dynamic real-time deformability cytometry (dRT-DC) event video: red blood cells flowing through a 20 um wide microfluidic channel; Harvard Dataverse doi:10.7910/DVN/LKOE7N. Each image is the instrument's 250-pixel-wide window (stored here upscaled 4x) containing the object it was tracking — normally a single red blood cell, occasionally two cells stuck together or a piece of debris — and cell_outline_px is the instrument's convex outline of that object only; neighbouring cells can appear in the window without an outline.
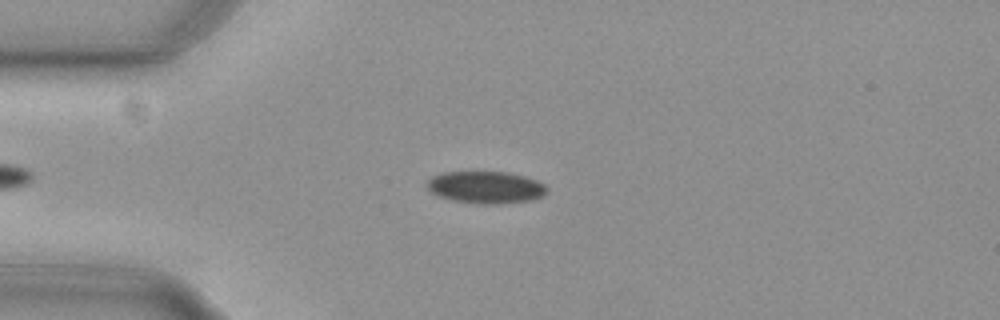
{"species": "common noctule bat (a hibernating species)", "species_latin": "Nyctalus noctula", "temperature_condition": "cold", "stored_images_in_passage": 42, "camera_frame_rate_fps": 3000, "um_per_image_px": 0.085, "animal": {"sex": "female", "body_mass_g": 29.2, "forearm_length_mm": 56.3}, "frame": {"image": 1, "passage_image": 5, "time_ms": 1.333, "image_size_px": [1000, 320], "cell_outline_px": [[548, 192], [544, 196], [532, 200], [500, 204], [476, 204], [452, 200], [436, 196], [424, 184], [432, 176], [444, 172], [508, 172], [524, 176], [536, 180], [544, 184], [548, 188]], "centroid_in_image_um": [41.3, 15.93], "position_along_channel_um": 43.7, "area_um2": 22.77}}
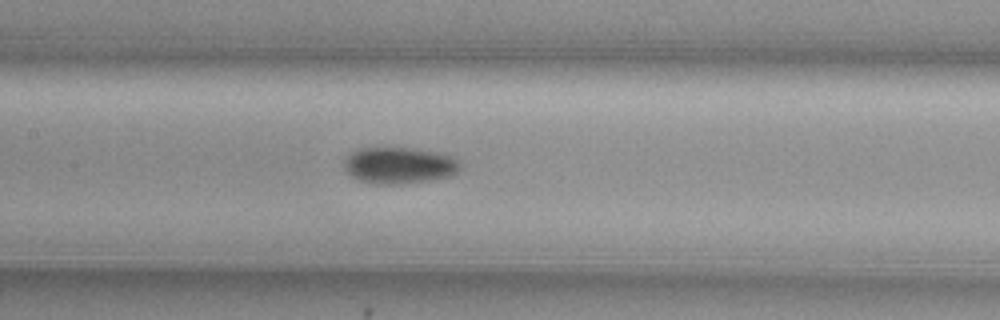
{"frame": {"image": 2, "passage_image": 17, "time_ms": 5.333, "image_size_px": [1000, 320], "cell_outline_px": [[460, 168], [452, 176], [428, 180], [400, 184], [380, 184], [360, 180], [352, 176], [344, 168], [344, 160], [352, 152], [360, 148], [412, 148], [444, 152], [460, 160]], "centroid_in_image_um": [33.99, 14.04], "position_along_channel_um": 173.4, "area_um2": 24.74}}
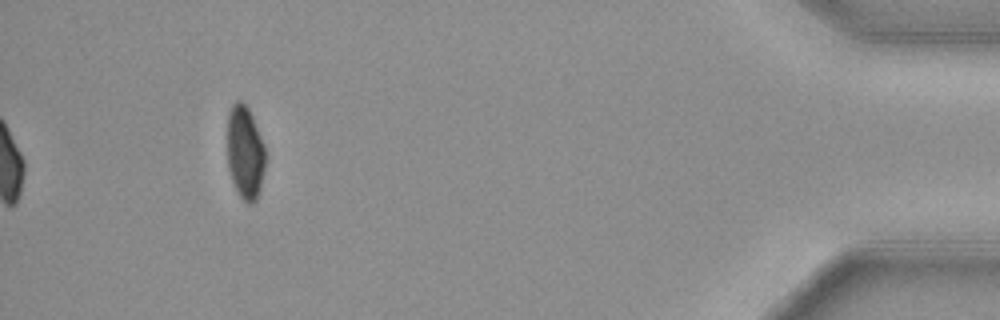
{"frame": {"image": 3, "passage_image": 42, "time_ms": 13.667, "image_size_px": [1000, 320], "cell_outline_px": [[264, 168], [260, 188], [256, 200], [252, 204], [248, 204], [240, 196], [232, 180], [228, 168], [228, 112], [232, 104], [236, 100], [240, 100], [248, 108], [252, 116], [264, 144]], "centroid_in_image_um": [20.82, 12.95], "position_along_channel_um": 414.4, "area_um2": 20.46}, "authors_computed_cell_mechanics": {"area_um2": 23.3223, "velocity_mm_per_s": 3.7502, "shape_relaxation_time_tau1_ms": 3.5371, "shape_relaxation_time_tau2_ms": null, "deformation_change_tau1": 0.0835, "deformation_change_tau2": null}}